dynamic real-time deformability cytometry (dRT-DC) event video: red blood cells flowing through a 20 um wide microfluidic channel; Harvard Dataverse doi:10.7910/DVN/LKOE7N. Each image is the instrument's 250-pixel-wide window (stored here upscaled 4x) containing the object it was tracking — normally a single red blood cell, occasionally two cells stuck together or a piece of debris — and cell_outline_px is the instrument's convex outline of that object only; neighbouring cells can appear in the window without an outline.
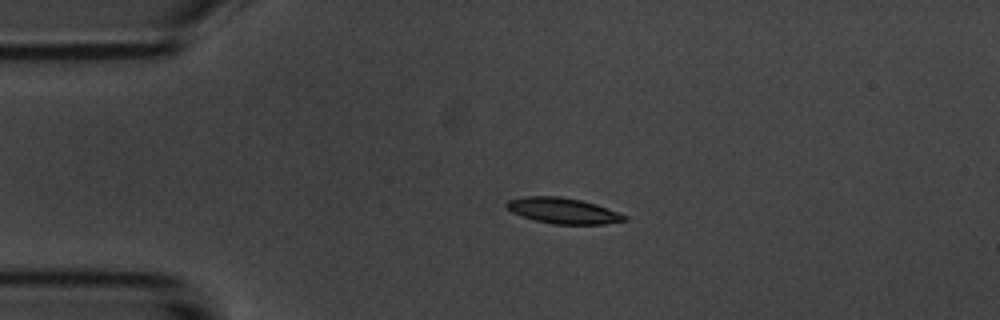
{"species": "common noctule bat (a hibernating species)", "species_latin": "Nyctalus noctula", "temperature_condition": "room temperature", "stored_images_in_passage": 3, "camera_frame_rate_fps": 3000, "um_per_image_px": 0.085, "animal": {"sex": "male", "body_mass_g": 20.1, "forearm_length_mm": 53.5}, "frame": {"image": 1, "passage_image": 2, "time_ms": 1.0, "image_size_px": [1000, 320], "cell_outline_px": [[628, 220], [604, 224], [552, 224], [536, 220], [512, 212], [504, 204], [508, 200], [528, 196], [560, 196], [580, 200], [596, 204], [608, 208], [628, 216]], "centroid_in_image_um": [47.89, 17.91], "position_along_channel_um": 37.1, "area_um2": 17.57}}